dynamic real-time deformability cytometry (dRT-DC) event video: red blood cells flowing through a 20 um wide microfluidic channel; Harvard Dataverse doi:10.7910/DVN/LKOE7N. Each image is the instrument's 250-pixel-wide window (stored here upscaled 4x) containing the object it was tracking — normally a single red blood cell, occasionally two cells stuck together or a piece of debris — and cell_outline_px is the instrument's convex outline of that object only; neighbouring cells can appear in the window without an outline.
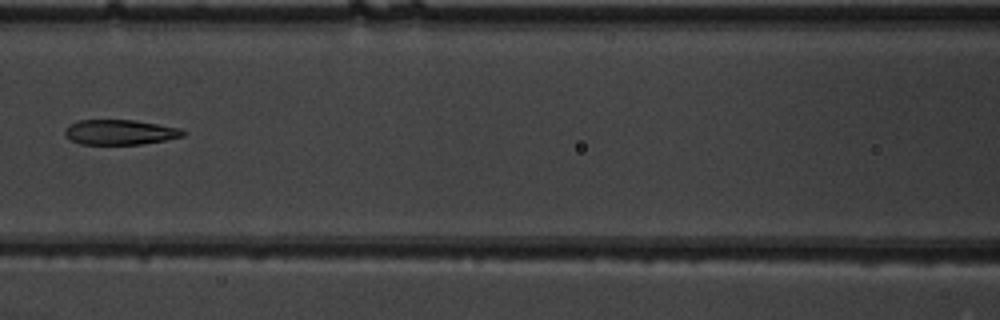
{"species": "common noctule bat (a hibernating species)", "species_latin": "Nyctalus noctula", "temperature_condition": "warm", "stored_images_in_passage": 8, "camera_frame_rate_fps": 3000, "um_per_image_px": 0.085, "animal": {"sex": "male", "body_mass_g": 19.5, "forearm_length_mm": 54.6}, "frame": {"image": 1, "passage_image": 7, "time_ms": 2.0, "image_size_px": [1000, 320], "cell_outline_px": [[184, 136], [164, 140], [140, 144], [80, 144], [64, 136], [64, 132], [68, 124], [80, 120], [136, 120], [180, 128], [184, 132]], "centroid_in_image_um": [10.16, 11.23], "position_along_channel_um": 156.4, "area_um2": 17.17}}
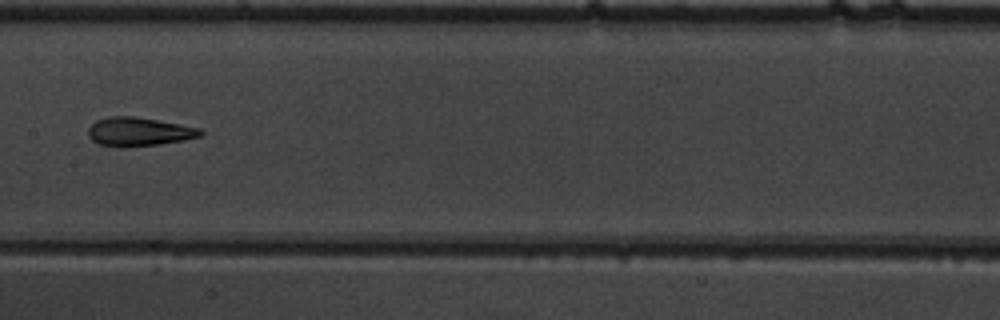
{"frame": {"image": 2, "passage_image": 8, "time_ms": 2.333, "image_size_px": [1000, 320], "cell_outline_px": [[204, 132], [200, 136], [184, 140], [160, 144], [120, 148], [100, 144], [92, 140], [88, 136], [88, 128], [96, 120], [108, 116], [136, 116], [200, 128]], "centroid_in_image_um": [11.78, 11.2], "position_along_channel_um": 195.6, "area_um2": 18.9}}